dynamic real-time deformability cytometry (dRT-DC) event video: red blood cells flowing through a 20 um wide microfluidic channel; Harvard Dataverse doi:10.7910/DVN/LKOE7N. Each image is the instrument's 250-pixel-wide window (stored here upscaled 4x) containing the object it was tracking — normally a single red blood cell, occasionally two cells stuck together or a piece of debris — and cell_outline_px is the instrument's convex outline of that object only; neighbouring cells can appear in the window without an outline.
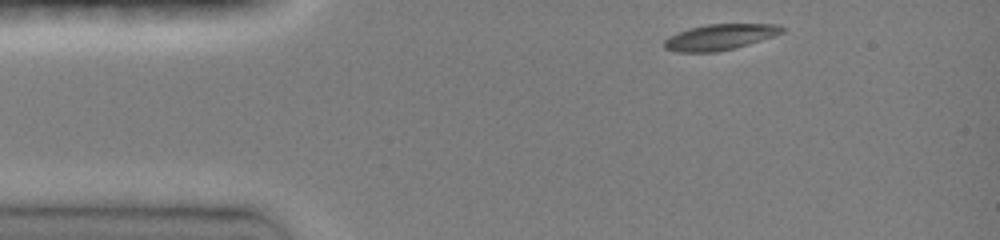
{"species": "common noctule bat (a hibernating species)", "species_latin": "Nyctalus noctula", "temperature_condition": "room temperature", "stored_images_in_passage": 36, "camera_frame_rate_fps": 3000, "um_per_image_px": 0.085, "animal": {"sex": "female", "body_mass_g": 19.0, "forearm_length_mm": 51.5}, "frame": {"image": 1, "passage_image": 1, "time_ms": 0.0, "image_size_px": [1000, 240], "cell_outline_px": [[784, 32], [748, 44], [716, 52], [676, 52], [664, 48], [664, 40], [668, 36], [688, 28], [708, 24], [780, 24], [784, 28]], "centroid_in_image_um": [61.15, 3.14], "position_along_channel_um": 23.9, "area_um2": 17.63}}
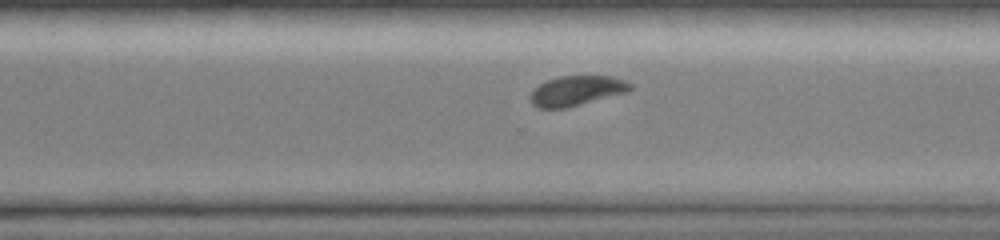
{"frame": {"image": 2, "passage_image": 27, "time_ms": 8.667, "image_size_px": [1000, 240], "cell_outline_px": [[632, 88], [628, 92], [568, 108], [540, 108], [532, 104], [528, 96], [540, 84], [548, 80], [560, 76], [612, 76], [624, 80], [632, 84]], "centroid_in_image_um": [49.03, 7.72], "position_along_channel_um": 321.6, "area_um2": 17.46}}
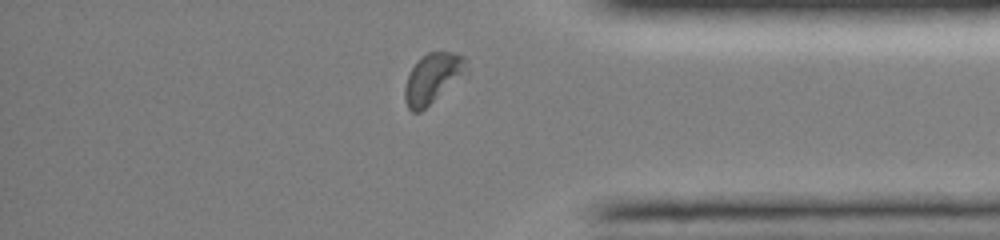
{"frame": {"image": 3, "passage_image": 33, "time_ms": 10.667, "image_size_px": [1000, 240], "cell_outline_px": [[468, 76], [420, 112], [412, 112], [408, 108], [404, 100], [404, 88], [408, 76], [412, 68], [428, 52], [452, 52], [464, 56], [468, 60]], "centroid_in_image_um": [36.87, 6.68], "position_along_channel_um": 398.3, "area_um2": 18.5}, "authors_computed_cell_mechanics": {"area_um2": 18.4382, "velocity_mm_per_s": 4.0857, "shape_relaxation_time_tau1_ms": 2.2342, "shape_relaxation_time_tau2_ms": null, "deformation_change_tau1": 0.1306, "deformation_change_tau2": null}}